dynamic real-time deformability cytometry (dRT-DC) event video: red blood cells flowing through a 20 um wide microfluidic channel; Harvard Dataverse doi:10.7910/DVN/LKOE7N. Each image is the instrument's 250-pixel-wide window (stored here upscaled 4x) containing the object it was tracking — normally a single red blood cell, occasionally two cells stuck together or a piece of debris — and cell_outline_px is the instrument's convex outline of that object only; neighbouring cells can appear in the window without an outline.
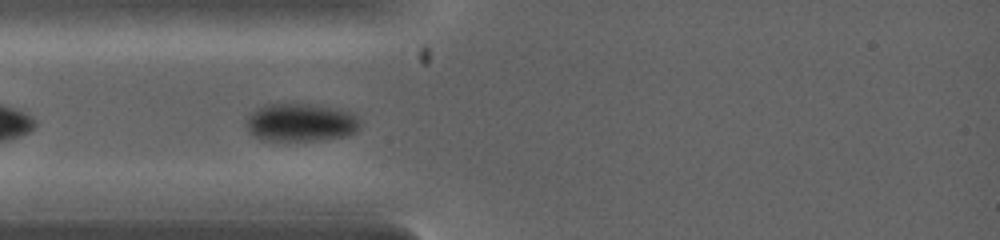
{"species": "common noctule bat (a hibernating species)", "species_latin": "Nyctalus noctula", "temperature_condition": "warm", "stored_images_in_passage": 3, "camera_frame_rate_fps": 5000, "um_per_image_px": 0.085, "animal": {"sex": "female", "body_mass_g": 19.0, "forearm_length_mm": 53.3}, "frame": {"image": 1, "passage_image": 3, "time_ms": 0.8, "image_size_px": [1000, 240], "cell_outline_px": [[364, 124], [356, 132], [348, 136], [324, 140], [260, 140], [252, 136], [248, 132], [248, 116], [252, 112], [264, 104], [304, 104], [352, 112]], "centroid_in_image_um": [25.6, 10.44], "position_along_channel_um": 59.4, "area_um2": 25.26}}